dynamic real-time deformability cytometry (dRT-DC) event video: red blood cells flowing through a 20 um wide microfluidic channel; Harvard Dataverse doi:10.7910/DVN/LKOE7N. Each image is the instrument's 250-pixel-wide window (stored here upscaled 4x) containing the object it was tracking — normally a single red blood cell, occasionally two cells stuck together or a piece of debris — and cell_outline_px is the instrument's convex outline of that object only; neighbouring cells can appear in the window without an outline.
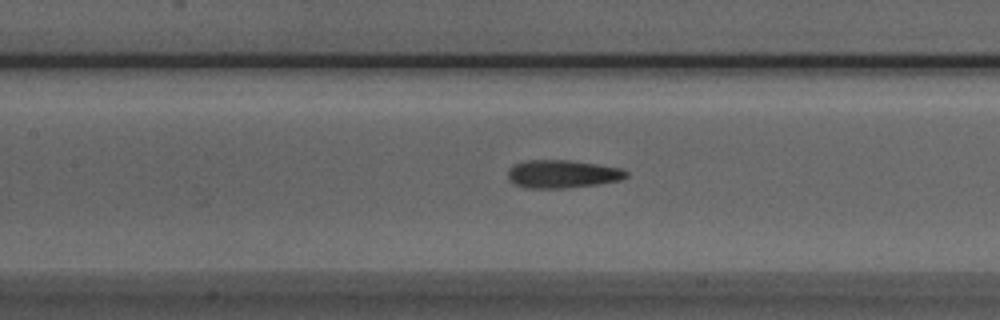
{"species": "Egyptian fruit bat (a non-hibernating species)", "species_latin": "Rousettus aegyptiacus", "temperature_condition": "room temperature", "stored_images_in_passage": 44, "camera_frame_rate_fps": 3000, "um_per_image_px": 0.085, "animal": {"sex": "male"}, "frame": {"image": 1, "passage_image": 23, "time_ms": 7.333, "image_size_px": [1000, 320], "cell_outline_px": [[628, 176], [620, 180], [596, 184], [564, 188], [524, 188], [512, 184], [508, 180], [508, 168], [512, 164], [524, 160], [568, 160], [596, 164], [620, 168], [628, 172]], "centroid_in_image_um": [47.72, 14.79], "position_along_channel_um": 159.7, "area_um2": 19.48}}
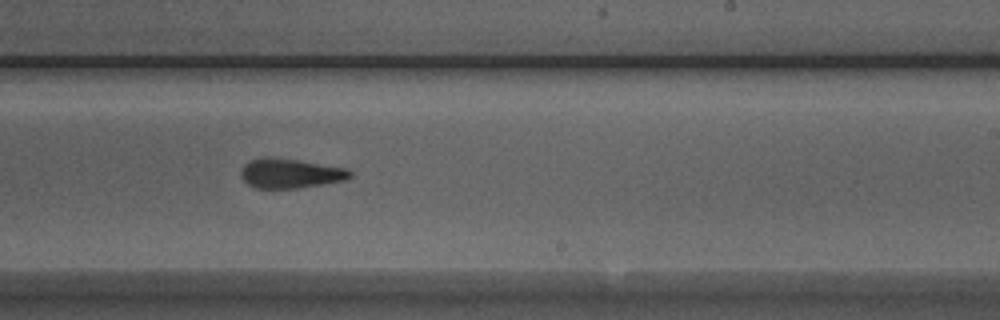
{"frame": {"image": 2, "passage_image": 31, "time_ms": 10.0, "image_size_px": [1000, 320], "cell_outline_px": [[352, 176], [348, 180], [296, 188], [256, 188], [248, 184], [240, 176], [240, 168], [244, 164], [252, 160], [264, 156], [268, 156], [296, 160], [348, 168], [352, 172]], "centroid_in_image_um": [24.67, 14.73], "position_along_channel_um": 264.3, "area_um2": 18.9}}
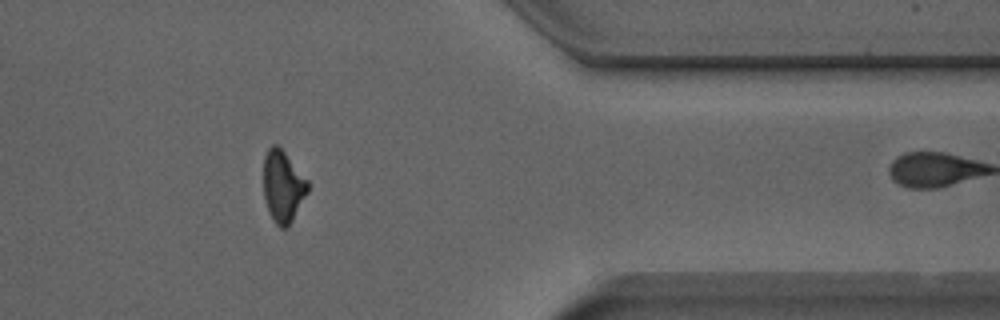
{"frame": {"image": 3, "passage_image": 42, "time_ms": 13.667, "image_size_px": [1000, 320], "cell_outline_px": [[308, 192], [288, 228], [280, 228], [272, 220], [268, 212], [264, 196], [264, 156], [268, 148], [272, 144], [276, 144], [284, 152], [308, 180]], "centroid_in_image_um": [24.04, 15.87], "position_along_channel_um": 387.4, "area_um2": 18.5}}